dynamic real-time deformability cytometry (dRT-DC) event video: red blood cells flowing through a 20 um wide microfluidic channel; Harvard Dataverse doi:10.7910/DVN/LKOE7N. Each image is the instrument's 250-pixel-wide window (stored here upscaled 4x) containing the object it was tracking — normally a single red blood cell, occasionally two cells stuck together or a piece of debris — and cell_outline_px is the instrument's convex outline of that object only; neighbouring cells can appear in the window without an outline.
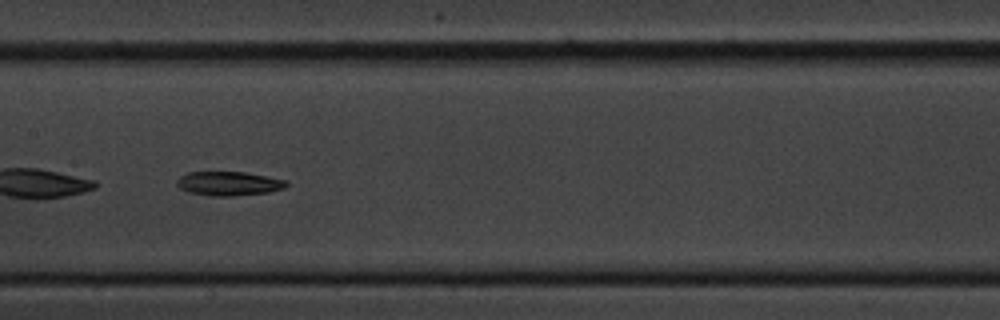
{"species": "common noctule bat (a hibernating species)", "species_latin": "Nyctalus noctula", "temperature_condition": "cold", "stored_images_in_passage": 53, "camera_frame_rate_fps": 3000, "um_per_image_px": 0.085, "animal": {"sex": "male", "body_mass_g": 20.1, "forearm_length_mm": 53.5}, "frame": {"image": 1, "passage_image": 26, "time_ms": 8.333, "image_size_px": [1000, 320], "cell_outline_px": [[288, 184], [284, 188], [268, 192], [232, 196], [216, 196], [188, 192], [180, 188], [176, 184], [176, 180], [180, 176], [188, 172], [244, 172], [288, 180]], "centroid_in_image_um": [19.44, 15.59], "position_along_channel_um": 188.0, "area_um2": 15.32}}
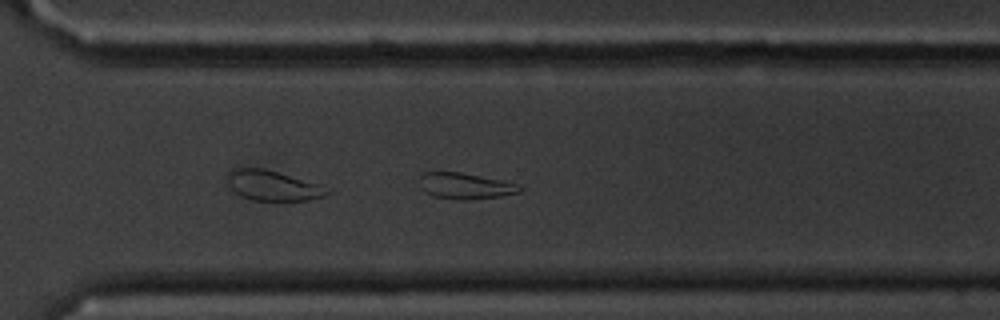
{"frame": {"image": 2, "passage_image": 38, "time_ms": 12.333, "image_size_px": [1000, 320], "cell_outline_px": [[524, 188], [520, 192], [500, 196], [464, 200], [460, 200], [432, 196], [420, 188], [420, 172], [460, 172], [500, 180]], "centroid_in_image_um": [39.47, 15.8], "position_along_channel_um": 331.1, "area_um2": 15.03}}
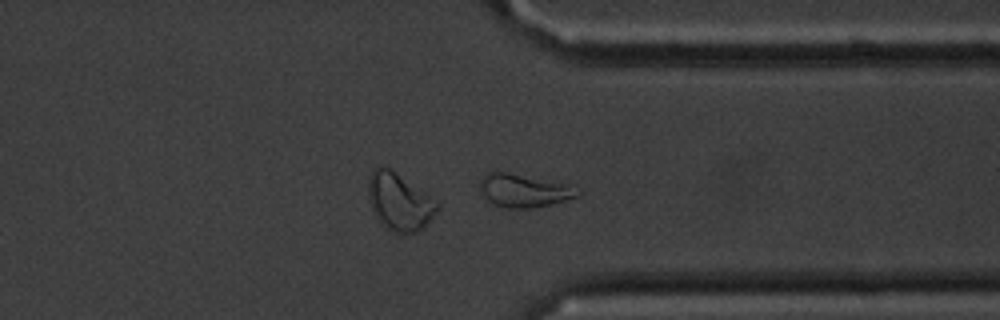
{"frame": {"image": 3, "passage_image": 41, "time_ms": 13.333, "image_size_px": [1000, 320], "cell_outline_px": [[580, 196], [552, 204], [532, 208], [504, 208], [492, 204], [480, 192], [480, 180], [488, 172], [508, 172], [568, 184], [580, 192]], "centroid_in_image_um": [44.51, 16.21], "position_along_channel_um": 366.9, "area_um2": 18.84}, "authors_computed_cell_mechanics": {"area_um2": 18.8428, "velocity_mm_per_s": 3.593, "shape_relaxation_time_tau1_ms": 7.5194, "shape_relaxation_time_tau2_ms": null, "deformation_change_tau1": 0.1709, "deformation_change_tau2": null}}